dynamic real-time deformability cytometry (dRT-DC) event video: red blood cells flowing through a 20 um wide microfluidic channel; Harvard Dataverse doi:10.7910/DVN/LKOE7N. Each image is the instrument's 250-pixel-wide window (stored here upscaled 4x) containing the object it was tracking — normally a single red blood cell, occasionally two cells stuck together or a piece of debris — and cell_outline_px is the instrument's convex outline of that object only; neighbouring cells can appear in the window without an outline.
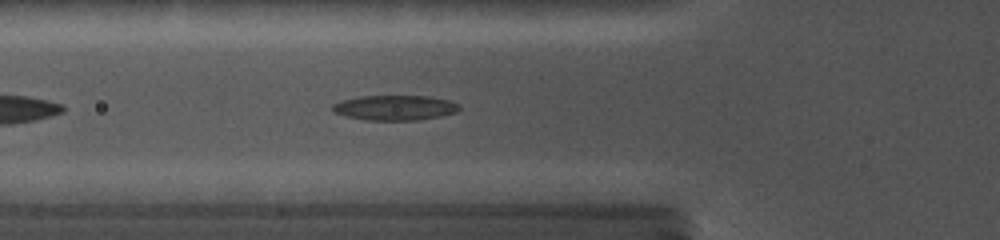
{"species": "common noctule bat (a hibernating species)", "species_latin": "Nyctalus noctula", "temperature_condition": "cold", "stored_images_in_passage": 54, "camera_frame_rate_fps": 5000, "um_per_image_px": 0.085, "animal": {"sex": "female", "body_mass_g": 19.0, "forearm_length_mm": 56.7}, "frame": {"image": 1, "passage_image": 9, "time_ms": 2.0, "image_size_px": [1000, 240], "cell_outline_px": [[460, 108], [456, 112], [440, 116], [416, 120], [364, 120], [344, 116], [332, 112], [332, 104], [344, 100], [360, 96], [428, 96], [448, 100], [456, 104]], "centroid_in_image_um": [33.51, 9.16], "position_along_channel_um": 92.3, "area_um2": 18.38}}
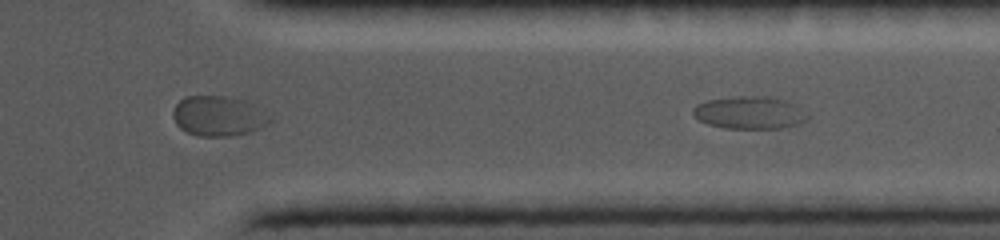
{"frame": {"image": 2, "passage_image": 38, "time_ms": 9.0, "image_size_px": [1000, 240], "cell_outline_px": [[812, 116], [808, 120], [800, 124], [784, 128], [724, 128], [708, 124], [700, 120], [692, 112], [692, 108], [696, 104], [708, 100], [736, 96], [760, 96], [784, 100], [792, 104]], "centroid_in_image_um": [63.73, 9.59], "position_along_channel_um": 347.7, "area_um2": 21.68}}
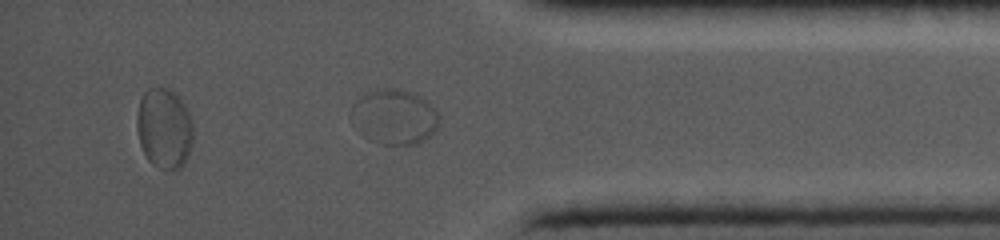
{"frame": {"image": 3, "passage_image": 44, "time_ms": 10.6, "image_size_px": [1000, 240], "cell_outline_px": [[440, 120], [436, 128], [428, 136], [416, 144], [380, 144], [368, 140], [360, 136], [356, 132], [348, 116], [352, 104], [356, 100], [372, 92], [384, 88], [392, 88], [412, 92], [424, 100], [440, 116]], "centroid_in_image_um": [33.42, 9.97], "position_along_channel_um": 401.8, "area_um2": 28.21}}